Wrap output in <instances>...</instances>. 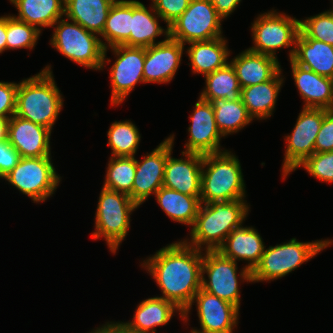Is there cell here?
<instances>
[{"instance_id":"1","label":"cell","mask_w":333,"mask_h":333,"mask_svg":"<svg viewBox=\"0 0 333 333\" xmlns=\"http://www.w3.org/2000/svg\"><path fill=\"white\" fill-rule=\"evenodd\" d=\"M203 252L184 241L168 244L143 261L162 296L183 312L201 289Z\"/></svg>"},{"instance_id":"2","label":"cell","mask_w":333,"mask_h":333,"mask_svg":"<svg viewBox=\"0 0 333 333\" xmlns=\"http://www.w3.org/2000/svg\"><path fill=\"white\" fill-rule=\"evenodd\" d=\"M248 212L249 205L245 199L201 203L191 228V239L183 241L198 250L217 251L230 232L242 226Z\"/></svg>"},{"instance_id":"3","label":"cell","mask_w":333,"mask_h":333,"mask_svg":"<svg viewBox=\"0 0 333 333\" xmlns=\"http://www.w3.org/2000/svg\"><path fill=\"white\" fill-rule=\"evenodd\" d=\"M51 66L18 83L15 115L52 131L63 108V97L55 84Z\"/></svg>"},{"instance_id":"4","label":"cell","mask_w":333,"mask_h":333,"mask_svg":"<svg viewBox=\"0 0 333 333\" xmlns=\"http://www.w3.org/2000/svg\"><path fill=\"white\" fill-rule=\"evenodd\" d=\"M201 203L244 199L245 183L238 157L225 150L203 155Z\"/></svg>"},{"instance_id":"5","label":"cell","mask_w":333,"mask_h":333,"mask_svg":"<svg viewBox=\"0 0 333 333\" xmlns=\"http://www.w3.org/2000/svg\"><path fill=\"white\" fill-rule=\"evenodd\" d=\"M52 27L55 28L50 44L66 58L93 70L103 69L106 59L110 62L106 58L108 49L103 47V40L80 24L62 18Z\"/></svg>"},{"instance_id":"6","label":"cell","mask_w":333,"mask_h":333,"mask_svg":"<svg viewBox=\"0 0 333 333\" xmlns=\"http://www.w3.org/2000/svg\"><path fill=\"white\" fill-rule=\"evenodd\" d=\"M333 240L298 242L292 238L286 243L269 246L261 256L260 262L251 271L252 282L273 281L294 271L323 251Z\"/></svg>"},{"instance_id":"7","label":"cell","mask_w":333,"mask_h":333,"mask_svg":"<svg viewBox=\"0 0 333 333\" xmlns=\"http://www.w3.org/2000/svg\"><path fill=\"white\" fill-rule=\"evenodd\" d=\"M137 208L128 195L102 187L95 214V231L91 237L94 240L105 238L110 251L115 254L130 228V215Z\"/></svg>"},{"instance_id":"8","label":"cell","mask_w":333,"mask_h":333,"mask_svg":"<svg viewBox=\"0 0 333 333\" xmlns=\"http://www.w3.org/2000/svg\"><path fill=\"white\" fill-rule=\"evenodd\" d=\"M300 31V20L285 13L270 10L259 14L252 23L251 32L254 46L250 51L268 55L277 59L276 50L291 48V60L295 50V42Z\"/></svg>"},{"instance_id":"9","label":"cell","mask_w":333,"mask_h":333,"mask_svg":"<svg viewBox=\"0 0 333 333\" xmlns=\"http://www.w3.org/2000/svg\"><path fill=\"white\" fill-rule=\"evenodd\" d=\"M51 157H21L3 179L31 198L34 203L43 202L54 194L61 181Z\"/></svg>"},{"instance_id":"10","label":"cell","mask_w":333,"mask_h":333,"mask_svg":"<svg viewBox=\"0 0 333 333\" xmlns=\"http://www.w3.org/2000/svg\"><path fill=\"white\" fill-rule=\"evenodd\" d=\"M209 0H191L184 13L169 26V37L181 44L222 36L221 22Z\"/></svg>"},{"instance_id":"11","label":"cell","mask_w":333,"mask_h":333,"mask_svg":"<svg viewBox=\"0 0 333 333\" xmlns=\"http://www.w3.org/2000/svg\"><path fill=\"white\" fill-rule=\"evenodd\" d=\"M328 111L324 108H303L299 113L292 133L285 136L287 145L282 179L287 178L306 158L315 153V140Z\"/></svg>"},{"instance_id":"12","label":"cell","mask_w":333,"mask_h":333,"mask_svg":"<svg viewBox=\"0 0 333 333\" xmlns=\"http://www.w3.org/2000/svg\"><path fill=\"white\" fill-rule=\"evenodd\" d=\"M204 253L201 288L240 309V277L237 276V262L224 257L219 251ZM205 273L207 279L204 277Z\"/></svg>"},{"instance_id":"13","label":"cell","mask_w":333,"mask_h":333,"mask_svg":"<svg viewBox=\"0 0 333 333\" xmlns=\"http://www.w3.org/2000/svg\"><path fill=\"white\" fill-rule=\"evenodd\" d=\"M117 57L110 69L111 105H120L143 78L145 48L117 45L110 47Z\"/></svg>"},{"instance_id":"14","label":"cell","mask_w":333,"mask_h":333,"mask_svg":"<svg viewBox=\"0 0 333 333\" xmlns=\"http://www.w3.org/2000/svg\"><path fill=\"white\" fill-rule=\"evenodd\" d=\"M174 134L161 142L152 152L136 159V172L131 191L132 201L139 207L162 186L167 157L172 153Z\"/></svg>"},{"instance_id":"15","label":"cell","mask_w":333,"mask_h":333,"mask_svg":"<svg viewBox=\"0 0 333 333\" xmlns=\"http://www.w3.org/2000/svg\"><path fill=\"white\" fill-rule=\"evenodd\" d=\"M197 303V316L201 333H233L238 324L239 309L202 288L195 294L190 306L183 312V321H188L192 305Z\"/></svg>"},{"instance_id":"16","label":"cell","mask_w":333,"mask_h":333,"mask_svg":"<svg viewBox=\"0 0 333 333\" xmlns=\"http://www.w3.org/2000/svg\"><path fill=\"white\" fill-rule=\"evenodd\" d=\"M189 118L191 120L187 129L189 140L185 144L184 152L206 155L225 151L220 148V140L223 136L216 126L211 102L199 97Z\"/></svg>"},{"instance_id":"17","label":"cell","mask_w":333,"mask_h":333,"mask_svg":"<svg viewBox=\"0 0 333 333\" xmlns=\"http://www.w3.org/2000/svg\"><path fill=\"white\" fill-rule=\"evenodd\" d=\"M217 251L235 262L238 260L248 261V264L239 272L240 279L248 283L252 282L251 271L260 262L265 245L255 228L241 226L230 232Z\"/></svg>"},{"instance_id":"18","label":"cell","mask_w":333,"mask_h":333,"mask_svg":"<svg viewBox=\"0 0 333 333\" xmlns=\"http://www.w3.org/2000/svg\"><path fill=\"white\" fill-rule=\"evenodd\" d=\"M184 45L168 37L164 42L145 48V83H168L181 64Z\"/></svg>"},{"instance_id":"19","label":"cell","mask_w":333,"mask_h":333,"mask_svg":"<svg viewBox=\"0 0 333 333\" xmlns=\"http://www.w3.org/2000/svg\"><path fill=\"white\" fill-rule=\"evenodd\" d=\"M184 159L170 153L165 163L163 186L189 196H201L203 155L182 151Z\"/></svg>"},{"instance_id":"20","label":"cell","mask_w":333,"mask_h":333,"mask_svg":"<svg viewBox=\"0 0 333 333\" xmlns=\"http://www.w3.org/2000/svg\"><path fill=\"white\" fill-rule=\"evenodd\" d=\"M51 130L15 114L9 119L8 142L21 157L51 156Z\"/></svg>"},{"instance_id":"21","label":"cell","mask_w":333,"mask_h":333,"mask_svg":"<svg viewBox=\"0 0 333 333\" xmlns=\"http://www.w3.org/2000/svg\"><path fill=\"white\" fill-rule=\"evenodd\" d=\"M176 312L182 319L183 311L174 303L155 296L139 303L132 321L119 323L125 333H156L155 327L167 325Z\"/></svg>"},{"instance_id":"22","label":"cell","mask_w":333,"mask_h":333,"mask_svg":"<svg viewBox=\"0 0 333 333\" xmlns=\"http://www.w3.org/2000/svg\"><path fill=\"white\" fill-rule=\"evenodd\" d=\"M290 67L295 85L305 103L303 108L333 110V79L318 75L292 60Z\"/></svg>"},{"instance_id":"23","label":"cell","mask_w":333,"mask_h":333,"mask_svg":"<svg viewBox=\"0 0 333 333\" xmlns=\"http://www.w3.org/2000/svg\"><path fill=\"white\" fill-rule=\"evenodd\" d=\"M241 88L271 80L280 70L278 59L246 49L229 61Z\"/></svg>"},{"instance_id":"24","label":"cell","mask_w":333,"mask_h":333,"mask_svg":"<svg viewBox=\"0 0 333 333\" xmlns=\"http://www.w3.org/2000/svg\"><path fill=\"white\" fill-rule=\"evenodd\" d=\"M281 74L282 69L271 80L241 88V100L252 118L263 120L273 114L278 94L284 82Z\"/></svg>"},{"instance_id":"25","label":"cell","mask_w":333,"mask_h":333,"mask_svg":"<svg viewBox=\"0 0 333 333\" xmlns=\"http://www.w3.org/2000/svg\"><path fill=\"white\" fill-rule=\"evenodd\" d=\"M291 60L318 75L333 79V46L330 44L314 39H304L298 34Z\"/></svg>"},{"instance_id":"26","label":"cell","mask_w":333,"mask_h":333,"mask_svg":"<svg viewBox=\"0 0 333 333\" xmlns=\"http://www.w3.org/2000/svg\"><path fill=\"white\" fill-rule=\"evenodd\" d=\"M190 47L187 54L191 62L193 74L207 75L224 67L230 56L227 40L224 37L207 41H196L188 43Z\"/></svg>"},{"instance_id":"27","label":"cell","mask_w":333,"mask_h":333,"mask_svg":"<svg viewBox=\"0 0 333 333\" xmlns=\"http://www.w3.org/2000/svg\"><path fill=\"white\" fill-rule=\"evenodd\" d=\"M147 9L140 1L132 0V24L130 31V46L148 48L164 42L169 37V27L162 28L158 23L161 17L154 8ZM164 34V40L156 42V37Z\"/></svg>"},{"instance_id":"28","label":"cell","mask_w":333,"mask_h":333,"mask_svg":"<svg viewBox=\"0 0 333 333\" xmlns=\"http://www.w3.org/2000/svg\"><path fill=\"white\" fill-rule=\"evenodd\" d=\"M115 0H65L64 17L101 36Z\"/></svg>"},{"instance_id":"29","label":"cell","mask_w":333,"mask_h":333,"mask_svg":"<svg viewBox=\"0 0 333 333\" xmlns=\"http://www.w3.org/2000/svg\"><path fill=\"white\" fill-rule=\"evenodd\" d=\"M9 1L18 9V16H12L17 20L35 26L39 31L42 27H52L64 15L65 0Z\"/></svg>"},{"instance_id":"30","label":"cell","mask_w":333,"mask_h":333,"mask_svg":"<svg viewBox=\"0 0 333 333\" xmlns=\"http://www.w3.org/2000/svg\"><path fill=\"white\" fill-rule=\"evenodd\" d=\"M132 0H115L109 11L101 37L105 49L117 45L130 46Z\"/></svg>"},{"instance_id":"31","label":"cell","mask_w":333,"mask_h":333,"mask_svg":"<svg viewBox=\"0 0 333 333\" xmlns=\"http://www.w3.org/2000/svg\"><path fill=\"white\" fill-rule=\"evenodd\" d=\"M154 195L169 218L175 222L193 226L201 204L200 197L182 194L164 186Z\"/></svg>"},{"instance_id":"32","label":"cell","mask_w":333,"mask_h":333,"mask_svg":"<svg viewBox=\"0 0 333 333\" xmlns=\"http://www.w3.org/2000/svg\"><path fill=\"white\" fill-rule=\"evenodd\" d=\"M203 77L206 79V86L201 92V99L211 102L220 98L227 101H235L240 98L241 87L235 69L230 62Z\"/></svg>"},{"instance_id":"33","label":"cell","mask_w":333,"mask_h":333,"mask_svg":"<svg viewBox=\"0 0 333 333\" xmlns=\"http://www.w3.org/2000/svg\"><path fill=\"white\" fill-rule=\"evenodd\" d=\"M211 104L214 108L216 126L223 137L238 132L254 120L248 114L241 97L235 101L214 99Z\"/></svg>"},{"instance_id":"34","label":"cell","mask_w":333,"mask_h":333,"mask_svg":"<svg viewBox=\"0 0 333 333\" xmlns=\"http://www.w3.org/2000/svg\"><path fill=\"white\" fill-rule=\"evenodd\" d=\"M108 145L112 150L111 156L135 157L139 143L140 132L131 121H115L107 132Z\"/></svg>"},{"instance_id":"35","label":"cell","mask_w":333,"mask_h":333,"mask_svg":"<svg viewBox=\"0 0 333 333\" xmlns=\"http://www.w3.org/2000/svg\"><path fill=\"white\" fill-rule=\"evenodd\" d=\"M135 172V157L111 156L110 161H108L103 187L124 193L131 198Z\"/></svg>"},{"instance_id":"36","label":"cell","mask_w":333,"mask_h":333,"mask_svg":"<svg viewBox=\"0 0 333 333\" xmlns=\"http://www.w3.org/2000/svg\"><path fill=\"white\" fill-rule=\"evenodd\" d=\"M42 32L35 26L6 15L7 50L19 48L33 49Z\"/></svg>"},{"instance_id":"37","label":"cell","mask_w":333,"mask_h":333,"mask_svg":"<svg viewBox=\"0 0 333 333\" xmlns=\"http://www.w3.org/2000/svg\"><path fill=\"white\" fill-rule=\"evenodd\" d=\"M299 34L304 39H314L333 46V8L300 20Z\"/></svg>"},{"instance_id":"38","label":"cell","mask_w":333,"mask_h":333,"mask_svg":"<svg viewBox=\"0 0 333 333\" xmlns=\"http://www.w3.org/2000/svg\"><path fill=\"white\" fill-rule=\"evenodd\" d=\"M299 167H303L310 175L321 182L333 183V151L315 152L296 169Z\"/></svg>"},{"instance_id":"39","label":"cell","mask_w":333,"mask_h":333,"mask_svg":"<svg viewBox=\"0 0 333 333\" xmlns=\"http://www.w3.org/2000/svg\"><path fill=\"white\" fill-rule=\"evenodd\" d=\"M191 0H152V7L169 27L188 8Z\"/></svg>"},{"instance_id":"40","label":"cell","mask_w":333,"mask_h":333,"mask_svg":"<svg viewBox=\"0 0 333 333\" xmlns=\"http://www.w3.org/2000/svg\"><path fill=\"white\" fill-rule=\"evenodd\" d=\"M18 83L0 82V117L11 118L16 112Z\"/></svg>"},{"instance_id":"41","label":"cell","mask_w":333,"mask_h":333,"mask_svg":"<svg viewBox=\"0 0 333 333\" xmlns=\"http://www.w3.org/2000/svg\"><path fill=\"white\" fill-rule=\"evenodd\" d=\"M333 151V110H329L321 124L315 140V152Z\"/></svg>"},{"instance_id":"42","label":"cell","mask_w":333,"mask_h":333,"mask_svg":"<svg viewBox=\"0 0 333 333\" xmlns=\"http://www.w3.org/2000/svg\"><path fill=\"white\" fill-rule=\"evenodd\" d=\"M20 154L8 140L0 141V178H4L19 162Z\"/></svg>"},{"instance_id":"43","label":"cell","mask_w":333,"mask_h":333,"mask_svg":"<svg viewBox=\"0 0 333 333\" xmlns=\"http://www.w3.org/2000/svg\"><path fill=\"white\" fill-rule=\"evenodd\" d=\"M209 2L214 6L217 14L225 19L237 9L241 0H209Z\"/></svg>"},{"instance_id":"44","label":"cell","mask_w":333,"mask_h":333,"mask_svg":"<svg viewBox=\"0 0 333 333\" xmlns=\"http://www.w3.org/2000/svg\"><path fill=\"white\" fill-rule=\"evenodd\" d=\"M90 333H125L122 325L119 322H107L106 324L102 325L92 330Z\"/></svg>"},{"instance_id":"45","label":"cell","mask_w":333,"mask_h":333,"mask_svg":"<svg viewBox=\"0 0 333 333\" xmlns=\"http://www.w3.org/2000/svg\"><path fill=\"white\" fill-rule=\"evenodd\" d=\"M6 16H0V53L7 50L6 44Z\"/></svg>"},{"instance_id":"46","label":"cell","mask_w":333,"mask_h":333,"mask_svg":"<svg viewBox=\"0 0 333 333\" xmlns=\"http://www.w3.org/2000/svg\"><path fill=\"white\" fill-rule=\"evenodd\" d=\"M9 118L0 117V141L8 140Z\"/></svg>"},{"instance_id":"47","label":"cell","mask_w":333,"mask_h":333,"mask_svg":"<svg viewBox=\"0 0 333 333\" xmlns=\"http://www.w3.org/2000/svg\"><path fill=\"white\" fill-rule=\"evenodd\" d=\"M190 332L191 333H201V332L196 331L195 329H192Z\"/></svg>"}]
</instances>
